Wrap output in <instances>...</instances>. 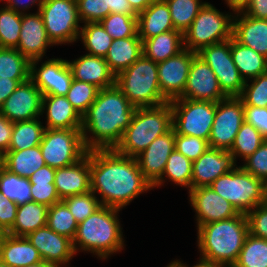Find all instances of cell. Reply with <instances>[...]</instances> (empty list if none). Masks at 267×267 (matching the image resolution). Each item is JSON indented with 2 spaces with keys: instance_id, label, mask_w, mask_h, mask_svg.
<instances>
[{
  "instance_id": "6da1fadb",
  "label": "cell",
  "mask_w": 267,
  "mask_h": 267,
  "mask_svg": "<svg viewBox=\"0 0 267 267\" xmlns=\"http://www.w3.org/2000/svg\"><path fill=\"white\" fill-rule=\"evenodd\" d=\"M90 189L102 206L120 210L140 194L153 190L136 158L115 149L90 150Z\"/></svg>"
},
{
  "instance_id": "7a4b0ae2",
  "label": "cell",
  "mask_w": 267,
  "mask_h": 267,
  "mask_svg": "<svg viewBox=\"0 0 267 267\" xmlns=\"http://www.w3.org/2000/svg\"><path fill=\"white\" fill-rule=\"evenodd\" d=\"M134 107L116 86L100 89L95 101L82 116L85 148L115 149L131 123Z\"/></svg>"
},
{
  "instance_id": "3957f363",
  "label": "cell",
  "mask_w": 267,
  "mask_h": 267,
  "mask_svg": "<svg viewBox=\"0 0 267 267\" xmlns=\"http://www.w3.org/2000/svg\"><path fill=\"white\" fill-rule=\"evenodd\" d=\"M249 234L246 214L211 222L197 228L200 258L233 267Z\"/></svg>"
},
{
  "instance_id": "277c9868",
  "label": "cell",
  "mask_w": 267,
  "mask_h": 267,
  "mask_svg": "<svg viewBox=\"0 0 267 267\" xmlns=\"http://www.w3.org/2000/svg\"><path fill=\"white\" fill-rule=\"evenodd\" d=\"M121 210L101 206L87 219L78 224L72 240L75 254L89 252L102 261L125 247L122 224L119 219Z\"/></svg>"
},
{
  "instance_id": "5b68a950",
  "label": "cell",
  "mask_w": 267,
  "mask_h": 267,
  "mask_svg": "<svg viewBox=\"0 0 267 267\" xmlns=\"http://www.w3.org/2000/svg\"><path fill=\"white\" fill-rule=\"evenodd\" d=\"M172 128V106L170 102L136 108L131 123L124 131L115 150L128 157H136L149 144Z\"/></svg>"
},
{
  "instance_id": "8992f818",
  "label": "cell",
  "mask_w": 267,
  "mask_h": 267,
  "mask_svg": "<svg viewBox=\"0 0 267 267\" xmlns=\"http://www.w3.org/2000/svg\"><path fill=\"white\" fill-rule=\"evenodd\" d=\"M158 67L142 55L116 76V86L136 107H154L168 102L162 95L158 81Z\"/></svg>"
},
{
  "instance_id": "52a82bcc",
  "label": "cell",
  "mask_w": 267,
  "mask_h": 267,
  "mask_svg": "<svg viewBox=\"0 0 267 267\" xmlns=\"http://www.w3.org/2000/svg\"><path fill=\"white\" fill-rule=\"evenodd\" d=\"M210 187L242 214L267 202V185L240 165L218 177Z\"/></svg>"
},
{
  "instance_id": "ba28073f",
  "label": "cell",
  "mask_w": 267,
  "mask_h": 267,
  "mask_svg": "<svg viewBox=\"0 0 267 267\" xmlns=\"http://www.w3.org/2000/svg\"><path fill=\"white\" fill-rule=\"evenodd\" d=\"M234 13L220 12L206 2L184 32V48L198 53L204 47L232 38Z\"/></svg>"
},
{
  "instance_id": "9c48e42d",
  "label": "cell",
  "mask_w": 267,
  "mask_h": 267,
  "mask_svg": "<svg viewBox=\"0 0 267 267\" xmlns=\"http://www.w3.org/2000/svg\"><path fill=\"white\" fill-rule=\"evenodd\" d=\"M172 127L176 134L209 141L216 113V102L178 98L170 101Z\"/></svg>"
},
{
  "instance_id": "30bf717a",
  "label": "cell",
  "mask_w": 267,
  "mask_h": 267,
  "mask_svg": "<svg viewBox=\"0 0 267 267\" xmlns=\"http://www.w3.org/2000/svg\"><path fill=\"white\" fill-rule=\"evenodd\" d=\"M39 13L54 45L73 44L81 29L76 0H44Z\"/></svg>"
},
{
  "instance_id": "8fae6325",
  "label": "cell",
  "mask_w": 267,
  "mask_h": 267,
  "mask_svg": "<svg viewBox=\"0 0 267 267\" xmlns=\"http://www.w3.org/2000/svg\"><path fill=\"white\" fill-rule=\"evenodd\" d=\"M39 147L45 164L54 169L70 166L88 152L81 129H45Z\"/></svg>"
},
{
  "instance_id": "7c38bea8",
  "label": "cell",
  "mask_w": 267,
  "mask_h": 267,
  "mask_svg": "<svg viewBox=\"0 0 267 267\" xmlns=\"http://www.w3.org/2000/svg\"><path fill=\"white\" fill-rule=\"evenodd\" d=\"M197 55L213 70L222 91L228 97L242 94L245 81L233 62L231 39L204 47Z\"/></svg>"
},
{
  "instance_id": "4fadbf2b",
  "label": "cell",
  "mask_w": 267,
  "mask_h": 267,
  "mask_svg": "<svg viewBox=\"0 0 267 267\" xmlns=\"http://www.w3.org/2000/svg\"><path fill=\"white\" fill-rule=\"evenodd\" d=\"M244 121L243 100L239 96L226 97L216 102L209 146L229 151Z\"/></svg>"
},
{
  "instance_id": "5bb4252c",
  "label": "cell",
  "mask_w": 267,
  "mask_h": 267,
  "mask_svg": "<svg viewBox=\"0 0 267 267\" xmlns=\"http://www.w3.org/2000/svg\"><path fill=\"white\" fill-rule=\"evenodd\" d=\"M41 60L31 61L30 79L43 96H66L73 80L67 60L62 58H51L44 62Z\"/></svg>"
},
{
  "instance_id": "9a60e30c",
  "label": "cell",
  "mask_w": 267,
  "mask_h": 267,
  "mask_svg": "<svg viewBox=\"0 0 267 267\" xmlns=\"http://www.w3.org/2000/svg\"><path fill=\"white\" fill-rule=\"evenodd\" d=\"M196 54L184 49L179 54L157 64L159 87L168 102L182 97L190 66Z\"/></svg>"
},
{
  "instance_id": "2e32d148",
  "label": "cell",
  "mask_w": 267,
  "mask_h": 267,
  "mask_svg": "<svg viewBox=\"0 0 267 267\" xmlns=\"http://www.w3.org/2000/svg\"><path fill=\"white\" fill-rule=\"evenodd\" d=\"M188 193L190 205L196 212L197 228L240 214L229 201L217 194L210 186L191 189Z\"/></svg>"
},
{
  "instance_id": "e0dca14e",
  "label": "cell",
  "mask_w": 267,
  "mask_h": 267,
  "mask_svg": "<svg viewBox=\"0 0 267 267\" xmlns=\"http://www.w3.org/2000/svg\"><path fill=\"white\" fill-rule=\"evenodd\" d=\"M42 92L31 79L20 83L0 107V113L12 123L41 117Z\"/></svg>"
},
{
  "instance_id": "ac0fdd59",
  "label": "cell",
  "mask_w": 267,
  "mask_h": 267,
  "mask_svg": "<svg viewBox=\"0 0 267 267\" xmlns=\"http://www.w3.org/2000/svg\"><path fill=\"white\" fill-rule=\"evenodd\" d=\"M226 97L213 70L196 54L181 98L218 102Z\"/></svg>"
},
{
  "instance_id": "d6986e66",
  "label": "cell",
  "mask_w": 267,
  "mask_h": 267,
  "mask_svg": "<svg viewBox=\"0 0 267 267\" xmlns=\"http://www.w3.org/2000/svg\"><path fill=\"white\" fill-rule=\"evenodd\" d=\"M38 250L42 260L57 267L69 265L75 257L72 240L50 229L47 225L26 236Z\"/></svg>"
},
{
  "instance_id": "ffe728a7",
  "label": "cell",
  "mask_w": 267,
  "mask_h": 267,
  "mask_svg": "<svg viewBox=\"0 0 267 267\" xmlns=\"http://www.w3.org/2000/svg\"><path fill=\"white\" fill-rule=\"evenodd\" d=\"M236 163L231 152L208 148L192 162L191 189L210 186L221 175L233 171Z\"/></svg>"
},
{
  "instance_id": "44dd1931",
  "label": "cell",
  "mask_w": 267,
  "mask_h": 267,
  "mask_svg": "<svg viewBox=\"0 0 267 267\" xmlns=\"http://www.w3.org/2000/svg\"><path fill=\"white\" fill-rule=\"evenodd\" d=\"M175 150V130L173 127L154 139L149 146L136 156L144 178L153 186L163 174L168 157Z\"/></svg>"
},
{
  "instance_id": "7402d4cb",
  "label": "cell",
  "mask_w": 267,
  "mask_h": 267,
  "mask_svg": "<svg viewBox=\"0 0 267 267\" xmlns=\"http://www.w3.org/2000/svg\"><path fill=\"white\" fill-rule=\"evenodd\" d=\"M54 44L48 38L39 11L22 14L21 32L17 50L30 61L43 59Z\"/></svg>"
},
{
  "instance_id": "603a6c76",
  "label": "cell",
  "mask_w": 267,
  "mask_h": 267,
  "mask_svg": "<svg viewBox=\"0 0 267 267\" xmlns=\"http://www.w3.org/2000/svg\"><path fill=\"white\" fill-rule=\"evenodd\" d=\"M54 185L60 200L91 191L90 150L78 162L56 169Z\"/></svg>"
},
{
  "instance_id": "cb8c5ba5",
  "label": "cell",
  "mask_w": 267,
  "mask_h": 267,
  "mask_svg": "<svg viewBox=\"0 0 267 267\" xmlns=\"http://www.w3.org/2000/svg\"><path fill=\"white\" fill-rule=\"evenodd\" d=\"M73 79L95 85L99 89L116 84V76L104 57L84 54L73 61L67 60Z\"/></svg>"
},
{
  "instance_id": "d4e9b609",
  "label": "cell",
  "mask_w": 267,
  "mask_h": 267,
  "mask_svg": "<svg viewBox=\"0 0 267 267\" xmlns=\"http://www.w3.org/2000/svg\"><path fill=\"white\" fill-rule=\"evenodd\" d=\"M45 111V112H44ZM46 115L45 129H81L82 116L66 96L44 95L41 116Z\"/></svg>"
},
{
  "instance_id": "484cf974",
  "label": "cell",
  "mask_w": 267,
  "mask_h": 267,
  "mask_svg": "<svg viewBox=\"0 0 267 267\" xmlns=\"http://www.w3.org/2000/svg\"><path fill=\"white\" fill-rule=\"evenodd\" d=\"M232 37L267 58V20L249 17L243 12L235 13Z\"/></svg>"
},
{
  "instance_id": "4316f807",
  "label": "cell",
  "mask_w": 267,
  "mask_h": 267,
  "mask_svg": "<svg viewBox=\"0 0 267 267\" xmlns=\"http://www.w3.org/2000/svg\"><path fill=\"white\" fill-rule=\"evenodd\" d=\"M0 260L9 267H21L42 262L38 250L27 237L3 233L0 236Z\"/></svg>"
},
{
  "instance_id": "83f0119b",
  "label": "cell",
  "mask_w": 267,
  "mask_h": 267,
  "mask_svg": "<svg viewBox=\"0 0 267 267\" xmlns=\"http://www.w3.org/2000/svg\"><path fill=\"white\" fill-rule=\"evenodd\" d=\"M138 36L142 41L175 30L165 0L153 2L137 15Z\"/></svg>"
},
{
  "instance_id": "f1b7e54d",
  "label": "cell",
  "mask_w": 267,
  "mask_h": 267,
  "mask_svg": "<svg viewBox=\"0 0 267 267\" xmlns=\"http://www.w3.org/2000/svg\"><path fill=\"white\" fill-rule=\"evenodd\" d=\"M143 55L142 40L139 37L115 39L108 49L105 61L117 76Z\"/></svg>"
},
{
  "instance_id": "f546056e",
  "label": "cell",
  "mask_w": 267,
  "mask_h": 267,
  "mask_svg": "<svg viewBox=\"0 0 267 267\" xmlns=\"http://www.w3.org/2000/svg\"><path fill=\"white\" fill-rule=\"evenodd\" d=\"M143 55L157 64L183 51V33L171 30L142 41Z\"/></svg>"
},
{
  "instance_id": "4dcf8cb0",
  "label": "cell",
  "mask_w": 267,
  "mask_h": 267,
  "mask_svg": "<svg viewBox=\"0 0 267 267\" xmlns=\"http://www.w3.org/2000/svg\"><path fill=\"white\" fill-rule=\"evenodd\" d=\"M48 206L26 202L17 207L16 219L7 232L13 236L26 237L30 233L47 225Z\"/></svg>"
},
{
  "instance_id": "1f68e13d",
  "label": "cell",
  "mask_w": 267,
  "mask_h": 267,
  "mask_svg": "<svg viewBox=\"0 0 267 267\" xmlns=\"http://www.w3.org/2000/svg\"><path fill=\"white\" fill-rule=\"evenodd\" d=\"M231 55L240 76L246 82L267 72V58L231 38Z\"/></svg>"
},
{
  "instance_id": "d6a6232c",
  "label": "cell",
  "mask_w": 267,
  "mask_h": 267,
  "mask_svg": "<svg viewBox=\"0 0 267 267\" xmlns=\"http://www.w3.org/2000/svg\"><path fill=\"white\" fill-rule=\"evenodd\" d=\"M3 157L6 170L28 179L46 165L39 145L24 150H8Z\"/></svg>"
},
{
  "instance_id": "836d02e7",
  "label": "cell",
  "mask_w": 267,
  "mask_h": 267,
  "mask_svg": "<svg viewBox=\"0 0 267 267\" xmlns=\"http://www.w3.org/2000/svg\"><path fill=\"white\" fill-rule=\"evenodd\" d=\"M191 179L192 161L175 149L168 157L162 177L152 188L161 187L169 180V182H173L175 185H179L182 188H187L189 191L191 190Z\"/></svg>"
},
{
  "instance_id": "e575fe53",
  "label": "cell",
  "mask_w": 267,
  "mask_h": 267,
  "mask_svg": "<svg viewBox=\"0 0 267 267\" xmlns=\"http://www.w3.org/2000/svg\"><path fill=\"white\" fill-rule=\"evenodd\" d=\"M39 118L15 122L8 150H24L40 145L45 126Z\"/></svg>"
},
{
  "instance_id": "d590c367",
  "label": "cell",
  "mask_w": 267,
  "mask_h": 267,
  "mask_svg": "<svg viewBox=\"0 0 267 267\" xmlns=\"http://www.w3.org/2000/svg\"><path fill=\"white\" fill-rule=\"evenodd\" d=\"M82 26L78 40L80 39L83 43L87 51L86 54L105 58L108 49L111 47L112 37L106 33L105 28L100 22L84 23Z\"/></svg>"
},
{
  "instance_id": "8d00e7d4",
  "label": "cell",
  "mask_w": 267,
  "mask_h": 267,
  "mask_svg": "<svg viewBox=\"0 0 267 267\" xmlns=\"http://www.w3.org/2000/svg\"><path fill=\"white\" fill-rule=\"evenodd\" d=\"M31 61L16 48H0V77L30 79Z\"/></svg>"
},
{
  "instance_id": "74e56055",
  "label": "cell",
  "mask_w": 267,
  "mask_h": 267,
  "mask_svg": "<svg viewBox=\"0 0 267 267\" xmlns=\"http://www.w3.org/2000/svg\"><path fill=\"white\" fill-rule=\"evenodd\" d=\"M265 140L266 139L253 125L244 121L229 152L232 153L236 162L238 157L241 158V161H244L251 156Z\"/></svg>"
},
{
  "instance_id": "f35d334b",
  "label": "cell",
  "mask_w": 267,
  "mask_h": 267,
  "mask_svg": "<svg viewBox=\"0 0 267 267\" xmlns=\"http://www.w3.org/2000/svg\"><path fill=\"white\" fill-rule=\"evenodd\" d=\"M0 191L17 205L32 202L29 179L19 177L5 168L0 173Z\"/></svg>"
},
{
  "instance_id": "ab89813d",
  "label": "cell",
  "mask_w": 267,
  "mask_h": 267,
  "mask_svg": "<svg viewBox=\"0 0 267 267\" xmlns=\"http://www.w3.org/2000/svg\"><path fill=\"white\" fill-rule=\"evenodd\" d=\"M233 267H267V240L249 233Z\"/></svg>"
},
{
  "instance_id": "60d3db41",
  "label": "cell",
  "mask_w": 267,
  "mask_h": 267,
  "mask_svg": "<svg viewBox=\"0 0 267 267\" xmlns=\"http://www.w3.org/2000/svg\"><path fill=\"white\" fill-rule=\"evenodd\" d=\"M170 9V15L175 30L184 32L205 5L201 0H165Z\"/></svg>"
},
{
  "instance_id": "b9f144b4",
  "label": "cell",
  "mask_w": 267,
  "mask_h": 267,
  "mask_svg": "<svg viewBox=\"0 0 267 267\" xmlns=\"http://www.w3.org/2000/svg\"><path fill=\"white\" fill-rule=\"evenodd\" d=\"M47 226L56 233L73 240L78 223L67 205L61 200L48 207Z\"/></svg>"
},
{
  "instance_id": "7bdbcfd3",
  "label": "cell",
  "mask_w": 267,
  "mask_h": 267,
  "mask_svg": "<svg viewBox=\"0 0 267 267\" xmlns=\"http://www.w3.org/2000/svg\"><path fill=\"white\" fill-rule=\"evenodd\" d=\"M2 6L0 7V48H17L22 14Z\"/></svg>"
},
{
  "instance_id": "ee69618b",
  "label": "cell",
  "mask_w": 267,
  "mask_h": 267,
  "mask_svg": "<svg viewBox=\"0 0 267 267\" xmlns=\"http://www.w3.org/2000/svg\"><path fill=\"white\" fill-rule=\"evenodd\" d=\"M100 24L113 40L127 37H139L137 15L110 13L100 21Z\"/></svg>"
},
{
  "instance_id": "f6af8a7d",
  "label": "cell",
  "mask_w": 267,
  "mask_h": 267,
  "mask_svg": "<svg viewBox=\"0 0 267 267\" xmlns=\"http://www.w3.org/2000/svg\"><path fill=\"white\" fill-rule=\"evenodd\" d=\"M99 90L93 84L73 79L66 97L77 112L83 116L95 101Z\"/></svg>"
},
{
  "instance_id": "bcb514c9",
  "label": "cell",
  "mask_w": 267,
  "mask_h": 267,
  "mask_svg": "<svg viewBox=\"0 0 267 267\" xmlns=\"http://www.w3.org/2000/svg\"><path fill=\"white\" fill-rule=\"evenodd\" d=\"M62 201L67 205L78 224L87 219L102 206L99 199L92 191L73 195Z\"/></svg>"
},
{
  "instance_id": "7dc6e473",
  "label": "cell",
  "mask_w": 267,
  "mask_h": 267,
  "mask_svg": "<svg viewBox=\"0 0 267 267\" xmlns=\"http://www.w3.org/2000/svg\"><path fill=\"white\" fill-rule=\"evenodd\" d=\"M239 97L243 106L267 107V72L246 81Z\"/></svg>"
},
{
  "instance_id": "c3c4849f",
  "label": "cell",
  "mask_w": 267,
  "mask_h": 267,
  "mask_svg": "<svg viewBox=\"0 0 267 267\" xmlns=\"http://www.w3.org/2000/svg\"><path fill=\"white\" fill-rule=\"evenodd\" d=\"M208 148L209 142L194 136L175 133V149L192 162L197 160Z\"/></svg>"
},
{
  "instance_id": "681fc988",
  "label": "cell",
  "mask_w": 267,
  "mask_h": 267,
  "mask_svg": "<svg viewBox=\"0 0 267 267\" xmlns=\"http://www.w3.org/2000/svg\"><path fill=\"white\" fill-rule=\"evenodd\" d=\"M78 17L81 23H96L110 14L105 10L104 0H76Z\"/></svg>"
},
{
  "instance_id": "f907efd6",
  "label": "cell",
  "mask_w": 267,
  "mask_h": 267,
  "mask_svg": "<svg viewBox=\"0 0 267 267\" xmlns=\"http://www.w3.org/2000/svg\"><path fill=\"white\" fill-rule=\"evenodd\" d=\"M240 165L245 171L267 185V140Z\"/></svg>"
},
{
  "instance_id": "816d5d0a",
  "label": "cell",
  "mask_w": 267,
  "mask_h": 267,
  "mask_svg": "<svg viewBox=\"0 0 267 267\" xmlns=\"http://www.w3.org/2000/svg\"><path fill=\"white\" fill-rule=\"evenodd\" d=\"M249 233L267 240V202L246 214Z\"/></svg>"
},
{
  "instance_id": "f5cc1de1",
  "label": "cell",
  "mask_w": 267,
  "mask_h": 267,
  "mask_svg": "<svg viewBox=\"0 0 267 267\" xmlns=\"http://www.w3.org/2000/svg\"><path fill=\"white\" fill-rule=\"evenodd\" d=\"M31 197L33 202L48 207L61 201L54 183H31Z\"/></svg>"
},
{
  "instance_id": "db71d44e",
  "label": "cell",
  "mask_w": 267,
  "mask_h": 267,
  "mask_svg": "<svg viewBox=\"0 0 267 267\" xmlns=\"http://www.w3.org/2000/svg\"><path fill=\"white\" fill-rule=\"evenodd\" d=\"M18 205L0 191V233H7L13 226Z\"/></svg>"
},
{
  "instance_id": "11a10c76",
  "label": "cell",
  "mask_w": 267,
  "mask_h": 267,
  "mask_svg": "<svg viewBox=\"0 0 267 267\" xmlns=\"http://www.w3.org/2000/svg\"><path fill=\"white\" fill-rule=\"evenodd\" d=\"M244 118L267 140V107L244 106Z\"/></svg>"
},
{
  "instance_id": "9f6ffc18",
  "label": "cell",
  "mask_w": 267,
  "mask_h": 267,
  "mask_svg": "<svg viewBox=\"0 0 267 267\" xmlns=\"http://www.w3.org/2000/svg\"><path fill=\"white\" fill-rule=\"evenodd\" d=\"M13 125L4 115L0 113V153L8 152L13 132Z\"/></svg>"
},
{
  "instance_id": "6f0895ef",
  "label": "cell",
  "mask_w": 267,
  "mask_h": 267,
  "mask_svg": "<svg viewBox=\"0 0 267 267\" xmlns=\"http://www.w3.org/2000/svg\"><path fill=\"white\" fill-rule=\"evenodd\" d=\"M4 6L8 9H12L16 13L20 14H28L29 8L37 7V12L40 10V6L43 4L44 0H0V2H4Z\"/></svg>"
},
{
  "instance_id": "680465c9",
  "label": "cell",
  "mask_w": 267,
  "mask_h": 267,
  "mask_svg": "<svg viewBox=\"0 0 267 267\" xmlns=\"http://www.w3.org/2000/svg\"><path fill=\"white\" fill-rule=\"evenodd\" d=\"M243 13L249 17L267 20V0H251Z\"/></svg>"
},
{
  "instance_id": "91938a15",
  "label": "cell",
  "mask_w": 267,
  "mask_h": 267,
  "mask_svg": "<svg viewBox=\"0 0 267 267\" xmlns=\"http://www.w3.org/2000/svg\"><path fill=\"white\" fill-rule=\"evenodd\" d=\"M105 10H110V13H119L126 15H137L128 0H104Z\"/></svg>"
},
{
  "instance_id": "94428289",
  "label": "cell",
  "mask_w": 267,
  "mask_h": 267,
  "mask_svg": "<svg viewBox=\"0 0 267 267\" xmlns=\"http://www.w3.org/2000/svg\"><path fill=\"white\" fill-rule=\"evenodd\" d=\"M27 80H13L10 78L0 77V107L5 100L15 91V89Z\"/></svg>"
},
{
  "instance_id": "6125c7cd",
  "label": "cell",
  "mask_w": 267,
  "mask_h": 267,
  "mask_svg": "<svg viewBox=\"0 0 267 267\" xmlns=\"http://www.w3.org/2000/svg\"><path fill=\"white\" fill-rule=\"evenodd\" d=\"M56 169L45 165L29 177L30 183H54Z\"/></svg>"
},
{
  "instance_id": "be15d7a7",
  "label": "cell",
  "mask_w": 267,
  "mask_h": 267,
  "mask_svg": "<svg viewBox=\"0 0 267 267\" xmlns=\"http://www.w3.org/2000/svg\"><path fill=\"white\" fill-rule=\"evenodd\" d=\"M224 1L225 4H227V7H229V10L231 9L234 14L243 12L251 2V0H224Z\"/></svg>"
},
{
  "instance_id": "e7e4bbea",
  "label": "cell",
  "mask_w": 267,
  "mask_h": 267,
  "mask_svg": "<svg viewBox=\"0 0 267 267\" xmlns=\"http://www.w3.org/2000/svg\"><path fill=\"white\" fill-rule=\"evenodd\" d=\"M157 1H160V0H128L133 11L137 15L143 12L153 2H157Z\"/></svg>"
},
{
  "instance_id": "03108f58",
  "label": "cell",
  "mask_w": 267,
  "mask_h": 267,
  "mask_svg": "<svg viewBox=\"0 0 267 267\" xmlns=\"http://www.w3.org/2000/svg\"><path fill=\"white\" fill-rule=\"evenodd\" d=\"M196 265L190 266V267H222L220 264L213 263L211 261L204 260L199 257L198 262H196ZM182 267H189V265L186 263H183L182 261Z\"/></svg>"
},
{
  "instance_id": "003e7915",
  "label": "cell",
  "mask_w": 267,
  "mask_h": 267,
  "mask_svg": "<svg viewBox=\"0 0 267 267\" xmlns=\"http://www.w3.org/2000/svg\"><path fill=\"white\" fill-rule=\"evenodd\" d=\"M21 267H57V266L42 261L39 263H35V264L27 265V266H21Z\"/></svg>"
},
{
  "instance_id": "a7ac6f4b",
  "label": "cell",
  "mask_w": 267,
  "mask_h": 267,
  "mask_svg": "<svg viewBox=\"0 0 267 267\" xmlns=\"http://www.w3.org/2000/svg\"><path fill=\"white\" fill-rule=\"evenodd\" d=\"M166 267H182V261L176 258V260L171 261Z\"/></svg>"
},
{
  "instance_id": "89a4df30",
  "label": "cell",
  "mask_w": 267,
  "mask_h": 267,
  "mask_svg": "<svg viewBox=\"0 0 267 267\" xmlns=\"http://www.w3.org/2000/svg\"><path fill=\"white\" fill-rule=\"evenodd\" d=\"M3 168H4V157H3V154L0 153V173Z\"/></svg>"
},
{
  "instance_id": "2644e50d",
  "label": "cell",
  "mask_w": 267,
  "mask_h": 267,
  "mask_svg": "<svg viewBox=\"0 0 267 267\" xmlns=\"http://www.w3.org/2000/svg\"><path fill=\"white\" fill-rule=\"evenodd\" d=\"M0 267H9V266L0 260Z\"/></svg>"
}]
</instances>
